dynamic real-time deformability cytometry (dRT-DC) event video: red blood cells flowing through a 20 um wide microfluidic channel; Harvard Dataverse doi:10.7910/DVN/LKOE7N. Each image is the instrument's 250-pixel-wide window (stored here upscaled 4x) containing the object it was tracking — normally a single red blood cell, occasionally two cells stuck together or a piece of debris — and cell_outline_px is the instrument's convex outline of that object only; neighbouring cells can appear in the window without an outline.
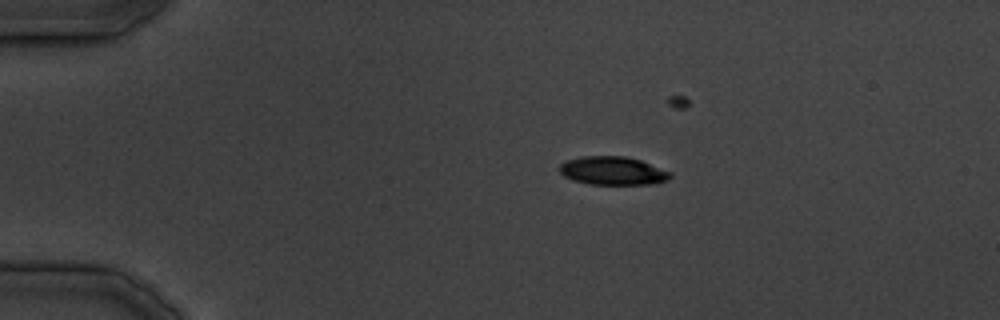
{"species": "common noctule bat (a hibernating species)", "species_latin": "Nyctalus noctula", "temperature_condition": "cold", "stored_images_in_passage": 24, "camera_frame_rate_fps": 3000, "um_per_image_px": 0.085, "animal": {"sex": "male", "body_mass_g": 19.5, "forearm_length_mm": 54.6}, "frame": {"image": 1, "passage_image": 6, "time_ms": 6.667, "image_size_px": [1000, 320], "cell_outline_px": [[672, 176], [668, 180], [652, 184], [588, 184], [572, 180], [564, 176], [560, 172], [560, 164], [568, 160], [584, 156], [624, 156], [640, 160], [672, 172]], "centroid_in_image_um": [52.1, 14.52], "position_along_channel_um": 32.9, "area_um2": 18.26}}
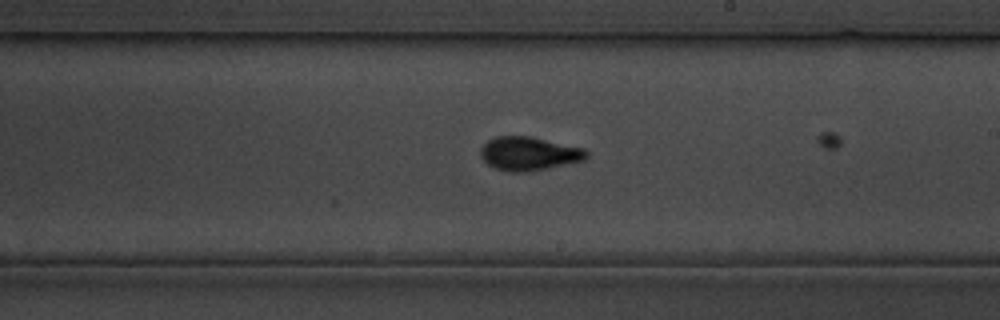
{"frame": {"image": 2, "passage_image": 21, "time_ms": 24.667, "image_size_px": [1000, 320], "cell_outline_px": [[588, 156], [584, 160], [524, 172], [512, 172], [492, 168], [480, 156], [480, 148], [488, 140], [496, 136], [528, 136], [584, 148], [588, 152]], "centroid_in_image_um": [44.91, 13.05], "position_along_channel_um": 244.1, "area_um2": 20.52}}
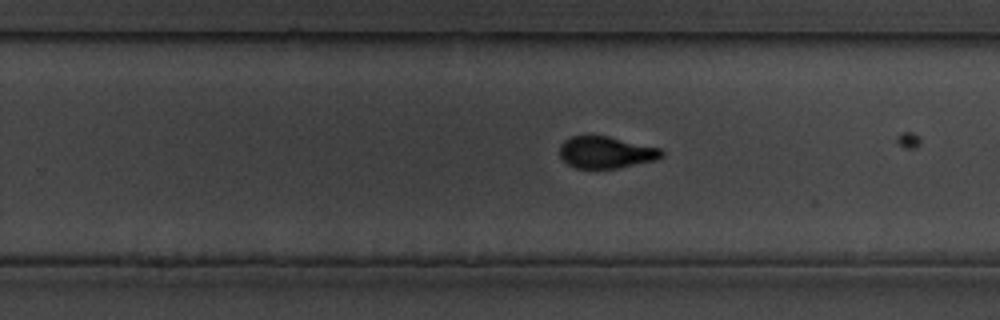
{"frame": {"image": 3, "passage_image": 23, "time_ms": 27.0, "image_size_px": [1000, 320], "cell_outline_px": [[664, 156], [656, 160], [616, 168], [576, 168], [568, 164], [560, 156], [560, 144], [564, 140], [572, 136], [608, 136], [660, 148], [664, 152]], "centroid_in_image_um": [51.52, 12.95], "position_along_channel_um": 278.3, "area_um2": 18.79}}